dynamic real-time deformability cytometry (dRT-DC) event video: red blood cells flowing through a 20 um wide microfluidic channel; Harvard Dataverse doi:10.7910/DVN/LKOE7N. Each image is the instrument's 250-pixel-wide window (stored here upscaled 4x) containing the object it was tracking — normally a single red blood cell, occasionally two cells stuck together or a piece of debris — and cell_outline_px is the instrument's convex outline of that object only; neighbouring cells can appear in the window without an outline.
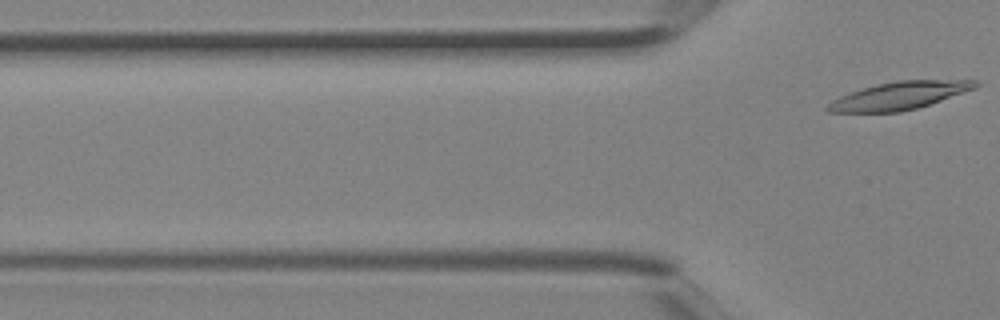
{"species": "Egyptian fruit bat (a non-hibernating species)", "species_latin": "Rousettus aegyptiacus", "temperature_condition": "room temperature", "stored_images_in_passage": 2, "camera_frame_rate_fps": 3000, "um_per_image_px": 0.085, "animal": {"sex": "female"}, "frame": {"image": 1, "passage_image": 2, "time_ms": 0.333, "image_size_px": [1000, 320], "cell_outline_px": [[980, 84], [976, 88], [916, 108], [900, 112], [828, 112], [824, 108], [832, 100], [840, 96], [864, 88], [880, 84], [900, 80], [976, 80]], "centroid_in_image_um": [76.43, 8.14], "position_along_channel_um": 49.4, "area_um2": 23.41}}